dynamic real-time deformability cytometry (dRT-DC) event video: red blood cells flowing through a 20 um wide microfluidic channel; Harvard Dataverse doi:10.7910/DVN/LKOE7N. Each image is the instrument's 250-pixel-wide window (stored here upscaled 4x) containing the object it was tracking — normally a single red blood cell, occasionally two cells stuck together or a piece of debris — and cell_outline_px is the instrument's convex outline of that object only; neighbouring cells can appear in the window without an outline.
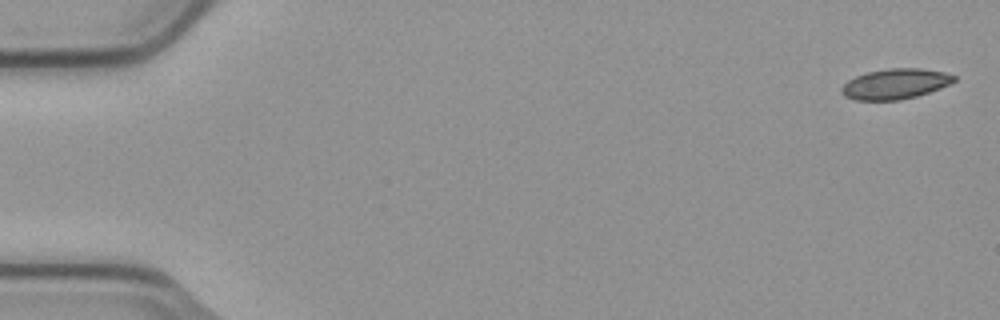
{"species": "common noctule bat (a hibernating species)", "species_latin": "Nyctalus noctula", "temperature_condition": "cold", "stored_images_in_passage": 6, "camera_frame_rate_fps": 3000, "um_per_image_px": 0.085, "animal": {"sex": "male", "body_mass_g": 23.1, "forearm_length_mm": 52.7}, "frame": {"image": 1, "passage_image": 1, "time_ms": 0.0, "image_size_px": [1000, 320], "cell_outline_px": [[956, 80], [940, 88], [916, 96], [900, 100], [856, 100], [844, 96], [840, 92], [840, 88], [848, 80], [856, 76], [868, 72], [888, 68], [920, 68], [944, 72], [956, 76]], "centroid_in_image_um": [76.07, 7.13], "position_along_channel_um": 8.9, "area_um2": 19.83}}
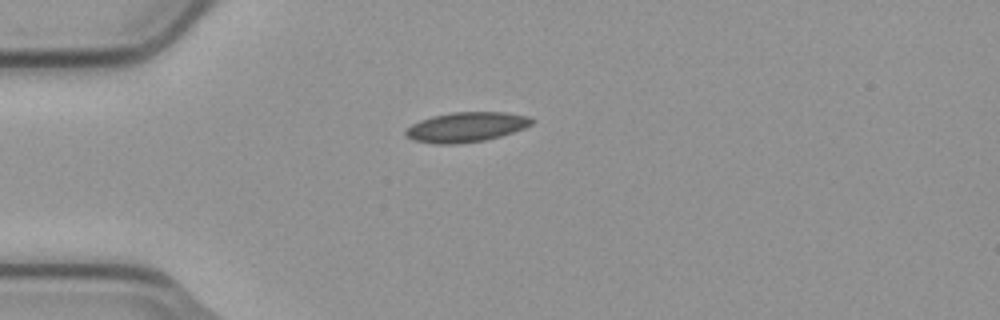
{"frame": {"image": 2, "passage_image": 4, "time_ms": 1.0, "image_size_px": [1000, 320], "cell_outline_px": [[536, 120], [532, 124], [524, 128], [500, 136], [484, 140], [456, 144], [436, 144], [412, 140], [404, 132], [412, 124], [420, 120], [432, 116], [452, 112], [504, 112], [528, 116]], "centroid_in_image_um": [39.64, 10.79], "position_along_channel_um": 45.4, "area_um2": 21.85}}
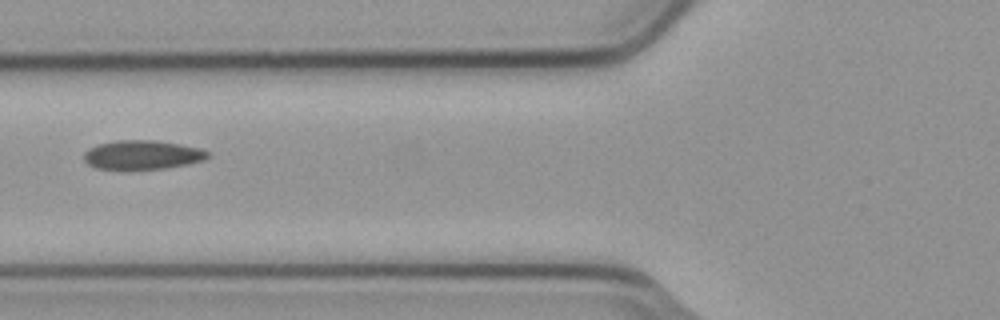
{"frame": {"image": 3, "passage_image": 6, "time_ms": 1.667, "image_size_px": [1000, 320], "cell_outline_px": [[208, 156], [204, 160], [188, 164], [164, 168], [96, 168], [88, 164], [84, 160], [84, 152], [88, 148], [100, 144], [116, 140], [156, 140], [180, 144], [200, 148], [208, 152]], "centroid_in_image_um": [12.1, 13.14], "position_along_channel_um": 113.7, "area_um2": 20.63}}